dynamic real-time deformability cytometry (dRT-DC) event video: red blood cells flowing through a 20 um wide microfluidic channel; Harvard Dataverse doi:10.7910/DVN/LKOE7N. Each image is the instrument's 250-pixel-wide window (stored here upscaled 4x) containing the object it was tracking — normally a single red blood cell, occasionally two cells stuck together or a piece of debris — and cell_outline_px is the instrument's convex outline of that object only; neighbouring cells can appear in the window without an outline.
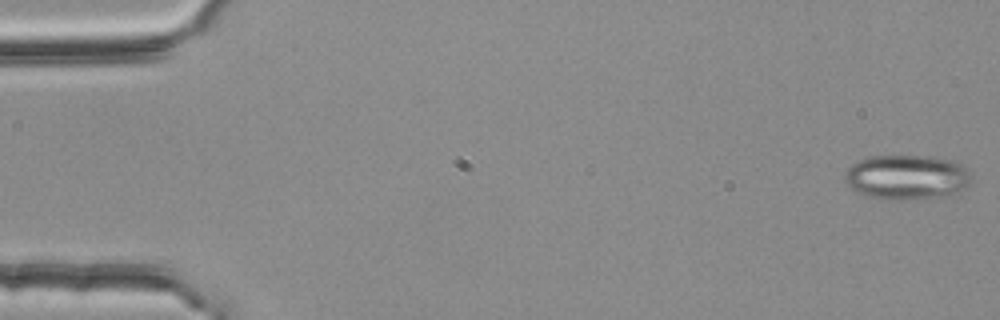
{"species": "common noctule bat (a hibernating species)", "species_latin": "Nyctalus noctula", "temperature_condition": "room temperature", "stored_images_in_passage": 54, "camera_frame_rate_fps": 3000, "um_per_image_px": 0.085, "animal": {"sex": "female", "body_mass_g": 25.1}, "frame": {"image": 1, "passage_image": 1, "time_ms": 0.0, "image_size_px": [1000, 320], "cell_outline_px": [[972, 176], [968, 184], [952, 192], [936, 196], [904, 200], [888, 200], [856, 192], [844, 180], [844, 172], [852, 164], [868, 156], [928, 156], [952, 160], [960, 164]], "centroid_in_image_um": [77.0, 15.04], "position_along_channel_um": 8.0, "area_um2": 32.37}}
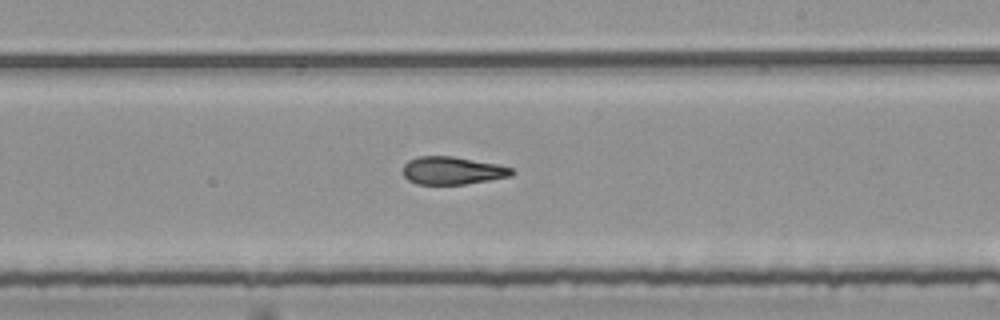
{"frame": {"image": 2, "passage_image": 32, "time_ms": 10.333, "image_size_px": [1000, 320], "cell_outline_px": [[516, 172], [512, 176], [464, 184], [416, 184], [408, 180], [404, 176], [404, 164], [408, 160], [420, 156], [452, 156], [496, 164], [512, 168]], "centroid_in_image_um": [38.45, 14.5], "position_along_channel_um": 250.5, "area_um2": 17.51}}
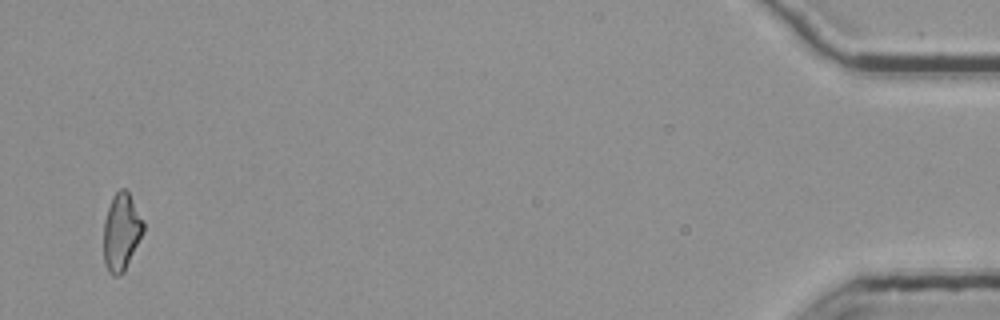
{"frame": {"image": 3, "passage_image": 53, "time_ms": 17.333, "image_size_px": [1000, 320], "cell_outline_px": [[144, 228], [124, 272], [120, 276], [112, 276], [108, 272], [104, 264], [104, 220], [112, 196], [120, 188], [124, 188], [128, 192], [144, 220]], "centroid_in_image_um": [10.3, 19.72], "position_along_channel_um": 424.9, "area_um2": 17.8}, "authors_computed_cell_mechanics": {"area_um2": 18.4382, "velocity_mm_per_s": 3.7799, "shape_relaxation_time_tau1_ms": null, "shape_relaxation_time_tau2_ms": 5.4738, "deformation_change_tau1": null, "deformation_change_tau2": 0.1634}}